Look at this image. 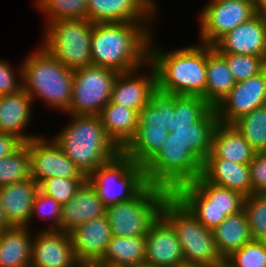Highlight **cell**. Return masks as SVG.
<instances>
[{
	"label": "cell",
	"mask_w": 266,
	"mask_h": 267,
	"mask_svg": "<svg viewBox=\"0 0 266 267\" xmlns=\"http://www.w3.org/2000/svg\"><path fill=\"white\" fill-rule=\"evenodd\" d=\"M266 105V73L263 70L247 80L236 82L214 108L218 123L233 124L240 117Z\"/></svg>",
	"instance_id": "cell-14"
},
{
	"label": "cell",
	"mask_w": 266,
	"mask_h": 267,
	"mask_svg": "<svg viewBox=\"0 0 266 267\" xmlns=\"http://www.w3.org/2000/svg\"><path fill=\"white\" fill-rule=\"evenodd\" d=\"M105 267H129V266H122V265H114V264L105 263Z\"/></svg>",
	"instance_id": "cell-51"
},
{
	"label": "cell",
	"mask_w": 266,
	"mask_h": 267,
	"mask_svg": "<svg viewBox=\"0 0 266 267\" xmlns=\"http://www.w3.org/2000/svg\"><path fill=\"white\" fill-rule=\"evenodd\" d=\"M98 116L107 136L121 151L137 133L139 113L136 110L109 102Z\"/></svg>",
	"instance_id": "cell-27"
},
{
	"label": "cell",
	"mask_w": 266,
	"mask_h": 267,
	"mask_svg": "<svg viewBox=\"0 0 266 267\" xmlns=\"http://www.w3.org/2000/svg\"><path fill=\"white\" fill-rule=\"evenodd\" d=\"M146 236H112L101 262L137 267L145 265Z\"/></svg>",
	"instance_id": "cell-32"
},
{
	"label": "cell",
	"mask_w": 266,
	"mask_h": 267,
	"mask_svg": "<svg viewBox=\"0 0 266 267\" xmlns=\"http://www.w3.org/2000/svg\"><path fill=\"white\" fill-rule=\"evenodd\" d=\"M31 178L40 184L49 178L87 179L54 140L37 137L27 142Z\"/></svg>",
	"instance_id": "cell-13"
},
{
	"label": "cell",
	"mask_w": 266,
	"mask_h": 267,
	"mask_svg": "<svg viewBox=\"0 0 266 267\" xmlns=\"http://www.w3.org/2000/svg\"><path fill=\"white\" fill-rule=\"evenodd\" d=\"M31 252L26 227L10 226L0 233V267H30Z\"/></svg>",
	"instance_id": "cell-30"
},
{
	"label": "cell",
	"mask_w": 266,
	"mask_h": 267,
	"mask_svg": "<svg viewBox=\"0 0 266 267\" xmlns=\"http://www.w3.org/2000/svg\"><path fill=\"white\" fill-rule=\"evenodd\" d=\"M86 180L65 177L49 178L39 184V190L63 206L76 194Z\"/></svg>",
	"instance_id": "cell-40"
},
{
	"label": "cell",
	"mask_w": 266,
	"mask_h": 267,
	"mask_svg": "<svg viewBox=\"0 0 266 267\" xmlns=\"http://www.w3.org/2000/svg\"><path fill=\"white\" fill-rule=\"evenodd\" d=\"M201 14L202 44L213 46L226 33L254 17L259 10L254 2L212 0Z\"/></svg>",
	"instance_id": "cell-12"
},
{
	"label": "cell",
	"mask_w": 266,
	"mask_h": 267,
	"mask_svg": "<svg viewBox=\"0 0 266 267\" xmlns=\"http://www.w3.org/2000/svg\"><path fill=\"white\" fill-rule=\"evenodd\" d=\"M139 22L95 23L92 28V65L118 73L138 69L150 57V33ZM142 27V28H141Z\"/></svg>",
	"instance_id": "cell-1"
},
{
	"label": "cell",
	"mask_w": 266,
	"mask_h": 267,
	"mask_svg": "<svg viewBox=\"0 0 266 267\" xmlns=\"http://www.w3.org/2000/svg\"><path fill=\"white\" fill-rule=\"evenodd\" d=\"M211 152L220 159L248 165L256 153L232 124L218 123L212 134Z\"/></svg>",
	"instance_id": "cell-26"
},
{
	"label": "cell",
	"mask_w": 266,
	"mask_h": 267,
	"mask_svg": "<svg viewBox=\"0 0 266 267\" xmlns=\"http://www.w3.org/2000/svg\"><path fill=\"white\" fill-rule=\"evenodd\" d=\"M9 227H10L9 224L7 223V221L4 218L3 210H2L1 204H0V233Z\"/></svg>",
	"instance_id": "cell-47"
},
{
	"label": "cell",
	"mask_w": 266,
	"mask_h": 267,
	"mask_svg": "<svg viewBox=\"0 0 266 267\" xmlns=\"http://www.w3.org/2000/svg\"><path fill=\"white\" fill-rule=\"evenodd\" d=\"M213 47L220 54H240L266 59V21L259 11L221 37Z\"/></svg>",
	"instance_id": "cell-15"
},
{
	"label": "cell",
	"mask_w": 266,
	"mask_h": 267,
	"mask_svg": "<svg viewBox=\"0 0 266 267\" xmlns=\"http://www.w3.org/2000/svg\"><path fill=\"white\" fill-rule=\"evenodd\" d=\"M152 71L150 77H137L136 79H131L135 70L118 73L112 87L110 102L136 110L139 113L150 102V94L157 86L154 66Z\"/></svg>",
	"instance_id": "cell-24"
},
{
	"label": "cell",
	"mask_w": 266,
	"mask_h": 267,
	"mask_svg": "<svg viewBox=\"0 0 266 267\" xmlns=\"http://www.w3.org/2000/svg\"><path fill=\"white\" fill-rule=\"evenodd\" d=\"M193 184L212 202L228 215L242 211L245 197L242 193L205 181L201 176Z\"/></svg>",
	"instance_id": "cell-33"
},
{
	"label": "cell",
	"mask_w": 266,
	"mask_h": 267,
	"mask_svg": "<svg viewBox=\"0 0 266 267\" xmlns=\"http://www.w3.org/2000/svg\"><path fill=\"white\" fill-rule=\"evenodd\" d=\"M69 234L77 260H101L113 236L106 215L85 222Z\"/></svg>",
	"instance_id": "cell-19"
},
{
	"label": "cell",
	"mask_w": 266,
	"mask_h": 267,
	"mask_svg": "<svg viewBox=\"0 0 266 267\" xmlns=\"http://www.w3.org/2000/svg\"><path fill=\"white\" fill-rule=\"evenodd\" d=\"M169 195L167 190L148 184L136 197L106 207L105 215L112 235L146 236L151 224L160 216L161 206Z\"/></svg>",
	"instance_id": "cell-8"
},
{
	"label": "cell",
	"mask_w": 266,
	"mask_h": 267,
	"mask_svg": "<svg viewBox=\"0 0 266 267\" xmlns=\"http://www.w3.org/2000/svg\"><path fill=\"white\" fill-rule=\"evenodd\" d=\"M75 264L78 267H105V263L100 260H77Z\"/></svg>",
	"instance_id": "cell-46"
},
{
	"label": "cell",
	"mask_w": 266,
	"mask_h": 267,
	"mask_svg": "<svg viewBox=\"0 0 266 267\" xmlns=\"http://www.w3.org/2000/svg\"><path fill=\"white\" fill-rule=\"evenodd\" d=\"M226 259L235 267H266V243L252 240Z\"/></svg>",
	"instance_id": "cell-41"
},
{
	"label": "cell",
	"mask_w": 266,
	"mask_h": 267,
	"mask_svg": "<svg viewBox=\"0 0 266 267\" xmlns=\"http://www.w3.org/2000/svg\"><path fill=\"white\" fill-rule=\"evenodd\" d=\"M174 267H208V266L201 265V264L183 262V263L176 265Z\"/></svg>",
	"instance_id": "cell-49"
},
{
	"label": "cell",
	"mask_w": 266,
	"mask_h": 267,
	"mask_svg": "<svg viewBox=\"0 0 266 267\" xmlns=\"http://www.w3.org/2000/svg\"><path fill=\"white\" fill-rule=\"evenodd\" d=\"M236 82L247 80L264 70L265 58L240 54H221Z\"/></svg>",
	"instance_id": "cell-39"
},
{
	"label": "cell",
	"mask_w": 266,
	"mask_h": 267,
	"mask_svg": "<svg viewBox=\"0 0 266 267\" xmlns=\"http://www.w3.org/2000/svg\"><path fill=\"white\" fill-rule=\"evenodd\" d=\"M203 162L186 146L163 143L160 151L144 166L148 184L173 194L180 186L201 175Z\"/></svg>",
	"instance_id": "cell-9"
},
{
	"label": "cell",
	"mask_w": 266,
	"mask_h": 267,
	"mask_svg": "<svg viewBox=\"0 0 266 267\" xmlns=\"http://www.w3.org/2000/svg\"><path fill=\"white\" fill-rule=\"evenodd\" d=\"M154 6L153 0H88L87 19L93 24L138 22L153 13Z\"/></svg>",
	"instance_id": "cell-18"
},
{
	"label": "cell",
	"mask_w": 266,
	"mask_h": 267,
	"mask_svg": "<svg viewBox=\"0 0 266 267\" xmlns=\"http://www.w3.org/2000/svg\"><path fill=\"white\" fill-rule=\"evenodd\" d=\"M200 176L209 183L238 191L244 196L252 195L249 165L220 159L210 152L203 161Z\"/></svg>",
	"instance_id": "cell-21"
},
{
	"label": "cell",
	"mask_w": 266,
	"mask_h": 267,
	"mask_svg": "<svg viewBox=\"0 0 266 267\" xmlns=\"http://www.w3.org/2000/svg\"><path fill=\"white\" fill-rule=\"evenodd\" d=\"M118 72L100 66H87L73 70L72 115H99L110 102L112 87Z\"/></svg>",
	"instance_id": "cell-11"
},
{
	"label": "cell",
	"mask_w": 266,
	"mask_h": 267,
	"mask_svg": "<svg viewBox=\"0 0 266 267\" xmlns=\"http://www.w3.org/2000/svg\"><path fill=\"white\" fill-rule=\"evenodd\" d=\"M235 84L225 58L213 46L206 44L205 100L215 108Z\"/></svg>",
	"instance_id": "cell-28"
},
{
	"label": "cell",
	"mask_w": 266,
	"mask_h": 267,
	"mask_svg": "<svg viewBox=\"0 0 266 267\" xmlns=\"http://www.w3.org/2000/svg\"><path fill=\"white\" fill-rule=\"evenodd\" d=\"M256 152L266 147V105L254 109L232 124Z\"/></svg>",
	"instance_id": "cell-35"
},
{
	"label": "cell",
	"mask_w": 266,
	"mask_h": 267,
	"mask_svg": "<svg viewBox=\"0 0 266 267\" xmlns=\"http://www.w3.org/2000/svg\"><path fill=\"white\" fill-rule=\"evenodd\" d=\"M22 142L15 136L0 132V159L14 152Z\"/></svg>",
	"instance_id": "cell-45"
},
{
	"label": "cell",
	"mask_w": 266,
	"mask_h": 267,
	"mask_svg": "<svg viewBox=\"0 0 266 267\" xmlns=\"http://www.w3.org/2000/svg\"><path fill=\"white\" fill-rule=\"evenodd\" d=\"M106 207L86 180L76 194L62 206L61 230L70 233L85 222L104 216Z\"/></svg>",
	"instance_id": "cell-22"
},
{
	"label": "cell",
	"mask_w": 266,
	"mask_h": 267,
	"mask_svg": "<svg viewBox=\"0 0 266 267\" xmlns=\"http://www.w3.org/2000/svg\"><path fill=\"white\" fill-rule=\"evenodd\" d=\"M31 97L22 88L16 93L0 96V132L11 134L26 143L37 136H25L21 132L30 118Z\"/></svg>",
	"instance_id": "cell-25"
},
{
	"label": "cell",
	"mask_w": 266,
	"mask_h": 267,
	"mask_svg": "<svg viewBox=\"0 0 266 267\" xmlns=\"http://www.w3.org/2000/svg\"><path fill=\"white\" fill-rule=\"evenodd\" d=\"M39 184L32 178L0 187V204L9 226L27 227Z\"/></svg>",
	"instance_id": "cell-20"
},
{
	"label": "cell",
	"mask_w": 266,
	"mask_h": 267,
	"mask_svg": "<svg viewBox=\"0 0 266 267\" xmlns=\"http://www.w3.org/2000/svg\"><path fill=\"white\" fill-rule=\"evenodd\" d=\"M183 262V251L176 231L160 214L146 235L145 265L174 267Z\"/></svg>",
	"instance_id": "cell-16"
},
{
	"label": "cell",
	"mask_w": 266,
	"mask_h": 267,
	"mask_svg": "<svg viewBox=\"0 0 266 267\" xmlns=\"http://www.w3.org/2000/svg\"><path fill=\"white\" fill-rule=\"evenodd\" d=\"M22 88L33 99L39 95L49 105L68 110L72 98L73 70L56 60L45 48L29 56L22 66ZM35 94V95H34Z\"/></svg>",
	"instance_id": "cell-5"
},
{
	"label": "cell",
	"mask_w": 266,
	"mask_h": 267,
	"mask_svg": "<svg viewBox=\"0 0 266 267\" xmlns=\"http://www.w3.org/2000/svg\"><path fill=\"white\" fill-rule=\"evenodd\" d=\"M27 179L30 175V158L27 142L22 143L10 155L0 159V187Z\"/></svg>",
	"instance_id": "cell-34"
},
{
	"label": "cell",
	"mask_w": 266,
	"mask_h": 267,
	"mask_svg": "<svg viewBox=\"0 0 266 267\" xmlns=\"http://www.w3.org/2000/svg\"><path fill=\"white\" fill-rule=\"evenodd\" d=\"M264 71L266 73V60H265V64H264Z\"/></svg>",
	"instance_id": "cell-55"
},
{
	"label": "cell",
	"mask_w": 266,
	"mask_h": 267,
	"mask_svg": "<svg viewBox=\"0 0 266 267\" xmlns=\"http://www.w3.org/2000/svg\"><path fill=\"white\" fill-rule=\"evenodd\" d=\"M37 5L48 13L51 18L48 23L87 19L88 0H37Z\"/></svg>",
	"instance_id": "cell-37"
},
{
	"label": "cell",
	"mask_w": 266,
	"mask_h": 267,
	"mask_svg": "<svg viewBox=\"0 0 266 267\" xmlns=\"http://www.w3.org/2000/svg\"><path fill=\"white\" fill-rule=\"evenodd\" d=\"M260 12L263 14L264 19L266 21V6L260 10Z\"/></svg>",
	"instance_id": "cell-52"
},
{
	"label": "cell",
	"mask_w": 266,
	"mask_h": 267,
	"mask_svg": "<svg viewBox=\"0 0 266 267\" xmlns=\"http://www.w3.org/2000/svg\"><path fill=\"white\" fill-rule=\"evenodd\" d=\"M137 267H151V266H148V265H140V266H137Z\"/></svg>",
	"instance_id": "cell-53"
},
{
	"label": "cell",
	"mask_w": 266,
	"mask_h": 267,
	"mask_svg": "<svg viewBox=\"0 0 266 267\" xmlns=\"http://www.w3.org/2000/svg\"><path fill=\"white\" fill-rule=\"evenodd\" d=\"M254 4L256 8L260 11L266 6V0H254Z\"/></svg>",
	"instance_id": "cell-50"
},
{
	"label": "cell",
	"mask_w": 266,
	"mask_h": 267,
	"mask_svg": "<svg viewBox=\"0 0 266 267\" xmlns=\"http://www.w3.org/2000/svg\"><path fill=\"white\" fill-rule=\"evenodd\" d=\"M155 51H150L149 61L152 60L160 89L176 95L201 96L205 100L206 44L169 54Z\"/></svg>",
	"instance_id": "cell-3"
},
{
	"label": "cell",
	"mask_w": 266,
	"mask_h": 267,
	"mask_svg": "<svg viewBox=\"0 0 266 267\" xmlns=\"http://www.w3.org/2000/svg\"><path fill=\"white\" fill-rule=\"evenodd\" d=\"M14 74L9 65L0 60V96L13 94L22 89V85L16 84Z\"/></svg>",
	"instance_id": "cell-44"
},
{
	"label": "cell",
	"mask_w": 266,
	"mask_h": 267,
	"mask_svg": "<svg viewBox=\"0 0 266 267\" xmlns=\"http://www.w3.org/2000/svg\"><path fill=\"white\" fill-rule=\"evenodd\" d=\"M47 27L43 48L56 60L72 70L92 65L91 21L58 20Z\"/></svg>",
	"instance_id": "cell-10"
},
{
	"label": "cell",
	"mask_w": 266,
	"mask_h": 267,
	"mask_svg": "<svg viewBox=\"0 0 266 267\" xmlns=\"http://www.w3.org/2000/svg\"><path fill=\"white\" fill-rule=\"evenodd\" d=\"M215 247L222 259L253 240L244 210L228 215L212 230Z\"/></svg>",
	"instance_id": "cell-29"
},
{
	"label": "cell",
	"mask_w": 266,
	"mask_h": 267,
	"mask_svg": "<svg viewBox=\"0 0 266 267\" xmlns=\"http://www.w3.org/2000/svg\"><path fill=\"white\" fill-rule=\"evenodd\" d=\"M213 267H235V266L233 264H231L227 259H221Z\"/></svg>",
	"instance_id": "cell-48"
},
{
	"label": "cell",
	"mask_w": 266,
	"mask_h": 267,
	"mask_svg": "<svg viewBox=\"0 0 266 267\" xmlns=\"http://www.w3.org/2000/svg\"><path fill=\"white\" fill-rule=\"evenodd\" d=\"M173 195L208 229L213 230L227 218L193 183L180 186Z\"/></svg>",
	"instance_id": "cell-31"
},
{
	"label": "cell",
	"mask_w": 266,
	"mask_h": 267,
	"mask_svg": "<svg viewBox=\"0 0 266 267\" xmlns=\"http://www.w3.org/2000/svg\"><path fill=\"white\" fill-rule=\"evenodd\" d=\"M32 243L30 267H75L70 234L44 230Z\"/></svg>",
	"instance_id": "cell-17"
},
{
	"label": "cell",
	"mask_w": 266,
	"mask_h": 267,
	"mask_svg": "<svg viewBox=\"0 0 266 267\" xmlns=\"http://www.w3.org/2000/svg\"><path fill=\"white\" fill-rule=\"evenodd\" d=\"M217 124L216 111L212 107L192 125L169 128L164 143L183 144L203 162L211 152L212 134Z\"/></svg>",
	"instance_id": "cell-23"
},
{
	"label": "cell",
	"mask_w": 266,
	"mask_h": 267,
	"mask_svg": "<svg viewBox=\"0 0 266 267\" xmlns=\"http://www.w3.org/2000/svg\"><path fill=\"white\" fill-rule=\"evenodd\" d=\"M105 207L136 197L147 185L144 167L123 151L87 176Z\"/></svg>",
	"instance_id": "cell-7"
},
{
	"label": "cell",
	"mask_w": 266,
	"mask_h": 267,
	"mask_svg": "<svg viewBox=\"0 0 266 267\" xmlns=\"http://www.w3.org/2000/svg\"><path fill=\"white\" fill-rule=\"evenodd\" d=\"M73 116V123L54 141L87 177L121 150L107 136L98 115Z\"/></svg>",
	"instance_id": "cell-2"
},
{
	"label": "cell",
	"mask_w": 266,
	"mask_h": 267,
	"mask_svg": "<svg viewBox=\"0 0 266 267\" xmlns=\"http://www.w3.org/2000/svg\"><path fill=\"white\" fill-rule=\"evenodd\" d=\"M262 153L266 155V147L262 150Z\"/></svg>",
	"instance_id": "cell-54"
},
{
	"label": "cell",
	"mask_w": 266,
	"mask_h": 267,
	"mask_svg": "<svg viewBox=\"0 0 266 267\" xmlns=\"http://www.w3.org/2000/svg\"><path fill=\"white\" fill-rule=\"evenodd\" d=\"M35 212H39L42 216H52L53 222L55 221L56 227L54 226L49 231H60L62 222V206L55 201L52 197L47 196L40 190L37 191L34 201L32 204L31 218Z\"/></svg>",
	"instance_id": "cell-42"
},
{
	"label": "cell",
	"mask_w": 266,
	"mask_h": 267,
	"mask_svg": "<svg viewBox=\"0 0 266 267\" xmlns=\"http://www.w3.org/2000/svg\"><path fill=\"white\" fill-rule=\"evenodd\" d=\"M212 106L201 96L176 95L171 127L189 126L198 122Z\"/></svg>",
	"instance_id": "cell-36"
},
{
	"label": "cell",
	"mask_w": 266,
	"mask_h": 267,
	"mask_svg": "<svg viewBox=\"0 0 266 267\" xmlns=\"http://www.w3.org/2000/svg\"><path fill=\"white\" fill-rule=\"evenodd\" d=\"M248 165L252 194H266V155L262 152H256Z\"/></svg>",
	"instance_id": "cell-43"
},
{
	"label": "cell",
	"mask_w": 266,
	"mask_h": 267,
	"mask_svg": "<svg viewBox=\"0 0 266 267\" xmlns=\"http://www.w3.org/2000/svg\"><path fill=\"white\" fill-rule=\"evenodd\" d=\"M175 96L156 86L139 111L137 133L122 150L136 164L144 167L162 148L174 117Z\"/></svg>",
	"instance_id": "cell-4"
},
{
	"label": "cell",
	"mask_w": 266,
	"mask_h": 267,
	"mask_svg": "<svg viewBox=\"0 0 266 267\" xmlns=\"http://www.w3.org/2000/svg\"><path fill=\"white\" fill-rule=\"evenodd\" d=\"M161 215L176 231L184 262L213 267L222 259L212 229L205 227L173 194L163 202Z\"/></svg>",
	"instance_id": "cell-6"
},
{
	"label": "cell",
	"mask_w": 266,
	"mask_h": 267,
	"mask_svg": "<svg viewBox=\"0 0 266 267\" xmlns=\"http://www.w3.org/2000/svg\"><path fill=\"white\" fill-rule=\"evenodd\" d=\"M253 240L266 239V194L245 197L243 208Z\"/></svg>",
	"instance_id": "cell-38"
}]
</instances>
